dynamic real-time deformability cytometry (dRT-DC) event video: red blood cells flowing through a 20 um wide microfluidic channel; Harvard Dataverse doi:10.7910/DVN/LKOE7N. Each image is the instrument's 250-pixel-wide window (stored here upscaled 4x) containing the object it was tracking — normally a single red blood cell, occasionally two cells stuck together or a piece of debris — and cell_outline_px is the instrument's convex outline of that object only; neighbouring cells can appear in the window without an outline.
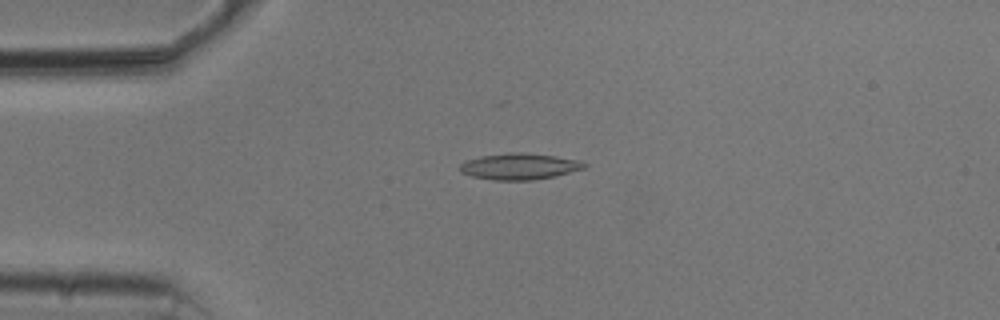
{"species": "common noctule bat (a hibernating species)", "species_latin": "Nyctalus noctula", "temperature_condition": "cold", "stored_images_in_passage": 42, "camera_frame_rate_fps": 3000, "um_per_image_px": 0.085, "animal": {"sex": "male", "body_mass_g": 20.5, "forearm_length_mm": 52.5}, "frame": {"image": 1, "passage_image": 1, "time_ms": 0.0, "image_size_px": [1000, 320], "cell_outline_px": [[588, 164], [584, 168], [556, 176], [532, 180], [492, 180], [472, 176], [460, 172], [460, 164], [468, 160], [480, 156], [512, 152], [520, 152], [556, 156], [580, 160]], "centroid_in_image_um": [44.17, 14.14], "position_along_channel_um": 40.8, "area_um2": 19.02}}
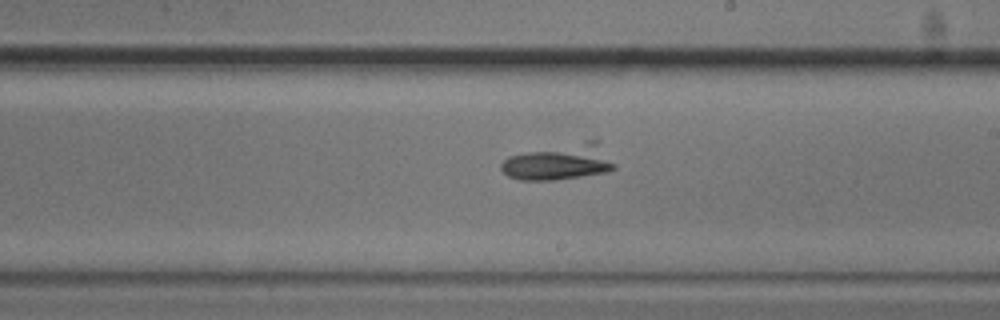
{"frame": {"image": 2, "passage_image": 19, "time_ms": 6.0, "image_size_px": [1000, 320], "cell_outline_px": [[616, 168], [608, 172], [552, 180], [520, 180], [508, 176], [500, 168], [500, 164], [508, 156], [524, 152], [588, 140], [596, 140], [616, 164]], "centroid_in_image_um": [47.53, 13.78], "position_along_channel_um": 241.5, "area_um2": 23.41}}
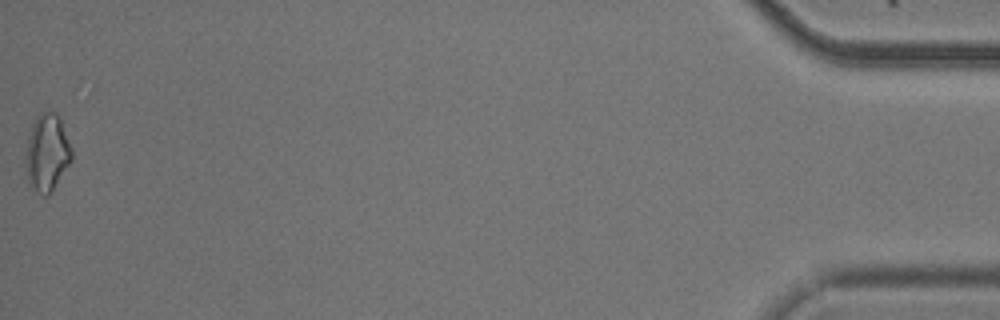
{"frame": {"image": 3, "passage_image": 42, "time_ms": 13.667, "image_size_px": [1000, 320], "cell_outline_px": [[72, 160], [52, 192], [48, 196], [44, 196], [28, 188], [24, 160], [28, 136], [32, 124], [36, 116], [40, 112], [48, 108], [56, 112], [60, 116], [72, 148]], "centroid_in_image_um": [3.98, 12.98], "position_along_channel_um": 431.2, "area_um2": 21.68}}